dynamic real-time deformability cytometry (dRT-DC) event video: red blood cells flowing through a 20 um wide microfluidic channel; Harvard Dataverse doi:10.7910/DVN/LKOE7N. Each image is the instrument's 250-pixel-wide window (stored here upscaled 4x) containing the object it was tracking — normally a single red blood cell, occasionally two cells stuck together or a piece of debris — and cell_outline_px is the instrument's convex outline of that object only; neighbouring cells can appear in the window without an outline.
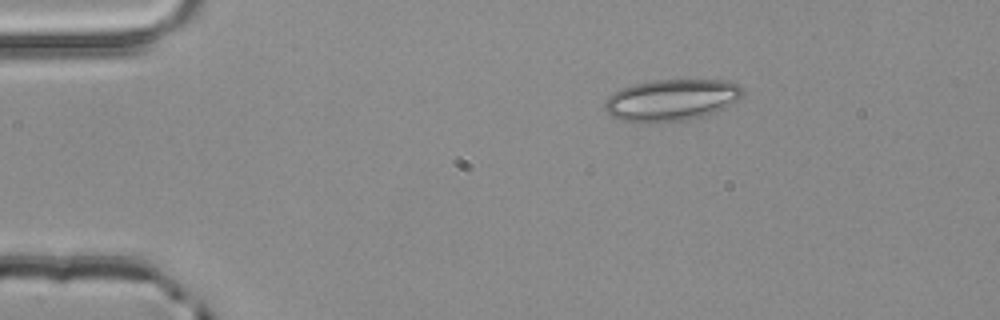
{"species": "common noctule bat (a hibernating species)", "species_latin": "Nyctalus noctula", "temperature_condition": "room temperature", "stored_images_in_passage": 2, "camera_frame_rate_fps": 3000, "um_per_image_px": 0.085, "animal": {"sex": "male", "body_mass_g": 20.4}, "frame": {"image": 1, "passage_image": 1, "time_ms": 0.0, "image_size_px": [1000, 320], "cell_outline_px": [[744, 92], [736, 100], [724, 108], [704, 116], [684, 120], [648, 124], [632, 124], [612, 116], [604, 108], [604, 100], [608, 96], [620, 88], [652, 80], [728, 80], [740, 84], [744, 88]], "centroid_in_image_um": [57.04, 8.51], "position_along_channel_um": 28.0, "area_um2": 33.93}}